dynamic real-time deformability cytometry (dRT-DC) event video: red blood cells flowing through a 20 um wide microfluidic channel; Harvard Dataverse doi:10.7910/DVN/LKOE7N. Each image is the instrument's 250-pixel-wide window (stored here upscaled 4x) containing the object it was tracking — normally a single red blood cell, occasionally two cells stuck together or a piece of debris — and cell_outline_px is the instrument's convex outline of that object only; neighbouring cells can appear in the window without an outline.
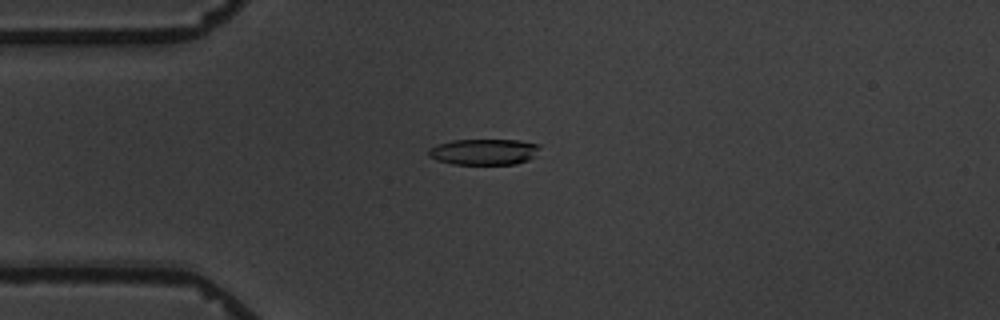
{"species": "common noctule bat (a hibernating species)", "species_latin": "Nyctalus noctula", "temperature_condition": "warm", "stored_images_in_passage": 4, "camera_frame_rate_fps": 3000, "um_per_image_px": 0.085, "animal": {"sex": "male", "body_mass_g": 19.5, "forearm_length_mm": 54.6}, "frame": {"image": 1, "passage_image": 3, "time_ms": 2.333, "image_size_px": [1000, 320], "cell_outline_px": [[540, 148], [536, 156], [528, 160], [516, 164], [452, 164], [436, 160], [428, 156], [428, 148], [436, 144], [452, 140], [520, 140], [540, 144]], "centroid_in_image_um": [41.14, 12.9], "position_along_channel_um": 43.9, "area_um2": 17.11}}